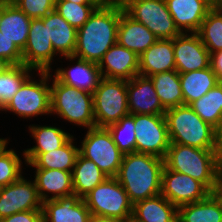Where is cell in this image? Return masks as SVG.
<instances>
[{
  "instance_id": "obj_1",
  "label": "cell",
  "mask_w": 222,
  "mask_h": 222,
  "mask_svg": "<svg viewBox=\"0 0 222 222\" xmlns=\"http://www.w3.org/2000/svg\"><path fill=\"white\" fill-rule=\"evenodd\" d=\"M164 159L144 153L124 154L115 177L124 187L130 202L135 203L161 193Z\"/></svg>"
},
{
  "instance_id": "obj_2",
  "label": "cell",
  "mask_w": 222,
  "mask_h": 222,
  "mask_svg": "<svg viewBox=\"0 0 222 222\" xmlns=\"http://www.w3.org/2000/svg\"><path fill=\"white\" fill-rule=\"evenodd\" d=\"M121 10L98 6L77 30L75 57L99 64L103 55L117 43Z\"/></svg>"
},
{
  "instance_id": "obj_3",
  "label": "cell",
  "mask_w": 222,
  "mask_h": 222,
  "mask_svg": "<svg viewBox=\"0 0 222 222\" xmlns=\"http://www.w3.org/2000/svg\"><path fill=\"white\" fill-rule=\"evenodd\" d=\"M170 143L215 149V128L204 122L189 105H181L165 111Z\"/></svg>"
},
{
  "instance_id": "obj_4",
  "label": "cell",
  "mask_w": 222,
  "mask_h": 222,
  "mask_svg": "<svg viewBox=\"0 0 222 222\" xmlns=\"http://www.w3.org/2000/svg\"><path fill=\"white\" fill-rule=\"evenodd\" d=\"M164 163L169 170L187 174L212 191L219 170V159L214 149L170 143Z\"/></svg>"
},
{
  "instance_id": "obj_5",
  "label": "cell",
  "mask_w": 222,
  "mask_h": 222,
  "mask_svg": "<svg viewBox=\"0 0 222 222\" xmlns=\"http://www.w3.org/2000/svg\"><path fill=\"white\" fill-rule=\"evenodd\" d=\"M51 86V114L87 129L96 127L93 95L61 83L53 76Z\"/></svg>"
},
{
  "instance_id": "obj_6",
  "label": "cell",
  "mask_w": 222,
  "mask_h": 222,
  "mask_svg": "<svg viewBox=\"0 0 222 222\" xmlns=\"http://www.w3.org/2000/svg\"><path fill=\"white\" fill-rule=\"evenodd\" d=\"M50 72L39 71V82L30 76L1 111H11L22 118L51 115V85L48 81L53 75Z\"/></svg>"
},
{
  "instance_id": "obj_7",
  "label": "cell",
  "mask_w": 222,
  "mask_h": 222,
  "mask_svg": "<svg viewBox=\"0 0 222 222\" xmlns=\"http://www.w3.org/2000/svg\"><path fill=\"white\" fill-rule=\"evenodd\" d=\"M96 127H107L127 116V80L102 78L93 94Z\"/></svg>"
},
{
  "instance_id": "obj_8",
  "label": "cell",
  "mask_w": 222,
  "mask_h": 222,
  "mask_svg": "<svg viewBox=\"0 0 222 222\" xmlns=\"http://www.w3.org/2000/svg\"><path fill=\"white\" fill-rule=\"evenodd\" d=\"M83 200L92 215L123 220L133 214V204L115 177H108L84 196Z\"/></svg>"
},
{
  "instance_id": "obj_9",
  "label": "cell",
  "mask_w": 222,
  "mask_h": 222,
  "mask_svg": "<svg viewBox=\"0 0 222 222\" xmlns=\"http://www.w3.org/2000/svg\"><path fill=\"white\" fill-rule=\"evenodd\" d=\"M79 153L93 161L108 177L117 176L124 155L106 127L89 128Z\"/></svg>"
},
{
  "instance_id": "obj_10",
  "label": "cell",
  "mask_w": 222,
  "mask_h": 222,
  "mask_svg": "<svg viewBox=\"0 0 222 222\" xmlns=\"http://www.w3.org/2000/svg\"><path fill=\"white\" fill-rule=\"evenodd\" d=\"M136 152L164 159L170 140L164 114H134Z\"/></svg>"
},
{
  "instance_id": "obj_11",
  "label": "cell",
  "mask_w": 222,
  "mask_h": 222,
  "mask_svg": "<svg viewBox=\"0 0 222 222\" xmlns=\"http://www.w3.org/2000/svg\"><path fill=\"white\" fill-rule=\"evenodd\" d=\"M125 12L145 25L158 39H173L181 34L165 0H140L133 3Z\"/></svg>"
},
{
  "instance_id": "obj_12",
  "label": "cell",
  "mask_w": 222,
  "mask_h": 222,
  "mask_svg": "<svg viewBox=\"0 0 222 222\" xmlns=\"http://www.w3.org/2000/svg\"><path fill=\"white\" fill-rule=\"evenodd\" d=\"M160 194L178 208L204 200L211 194V191L191 176L169 170L164 166Z\"/></svg>"
},
{
  "instance_id": "obj_13",
  "label": "cell",
  "mask_w": 222,
  "mask_h": 222,
  "mask_svg": "<svg viewBox=\"0 0 222 222\" xmlns=\"http://www.w3.org/2000/svg\"><path fill=\"white\" fill-rule=\"evenodd\" d=\"M42 203L34 180L27 181L21 176L13 183L1 187L0 220L18 212L42 210Z\"/></svg>"
},
{
  "instance_id": "obj_14",
  "label": "cell",
  "mask_w": 222,
  "mask_h": 222,
  "mask_svg": "<svg viewBox=\"0 0 222 222\" xmlns=\"http://www.w3.org/2000/svg\"><path fill=\"white\" fill-rule=\"evenodd\" d=\"M58 55L42 18L31 19L27 43L22 50L23 64L35 71H51L53 56Z\"/></svg>"
},
{
  "instance_id": "obj_15",
  "label": "cell",
  "mask_w": 222,
  "mask_h": 222,
  "mask_svg": "<svg viewBox=\"0 0 222 222\" xmlns=\"http://www.w3.org/2000/svg\"><path fill=\"white\" fill-rule=\"evenodd\" d=\"M176 71L187 73L210 66V53L197 33H181L173 38Z\"/></svg>"
},
{
  "instance_id": "obj_16",
  "label": "cell",
  "mask_w": 222,
  "mask_h": 222,
  "mask_svg": "<svg viewBox=\"0 0 222 222\" xmlns=\"http://www.w3.org/2000/svg\"><path fill=\"white\" fill-rule=\"evenodd\" d=\"M127 101L130 114L158 115L166 111L149 77L137 75L127 80Z\"/></svg>"
},
{
  "instance_id": "obj_17",
  "label": "cell",
  "mask_w": 222,
  "mask_h": 222,
  "mask_svg": "<svg viewBox=\"0 0 222 222\" xmlns=\"http://www.w3.org/2000/svg\"><path fill=\"white\" fill-rule=\"evenodd\" d=\"M98 67L103 78L130 80L139 75V56L116 43L103 55Z\"/></svg>"
},
{
  "instance_id": "obj_18",
  "label": "cell",
  "mask_w": 222,
  "mask_h": 222,
  "mask_svg": "<svg viewBox=\"0 0 222 222\" xmlns=\"http://www.w3.org/2000/svg\"><path fill=\"white\" fill-rule=\"evenodd\" d=\"M181 33H197L211 7V0H165Z\"/></svg>"
},
{
  "instance_id": "obj_19",
  "label": "cell",
  "mask_w": 222,
  "mask_h": 222,
  "mask_svg": "<svg viewBox=\"0 0 222 222\" xmlns=\"http://www.w3.org/2000/svg\"><path fill=\"white\" fill-rule=\"evenodd\" d=\"M43 222H89L91 212L83 198L73 194L42 203Z\"/></svg>"
},
{
  "instance_id": "obj_20",
  "label": "cell",
  "mask_w": 222,
  "mask_h": 222,
  "mask_svg": "<svg viewBox=\"0 0 222 222\" xmlns=\"http://www.w3.org/2000/svg\"><path fill=\"white\" fill-rule=\"evenodd\" d=\"M70 61L76 60V65L72 68H59L54 76L61 82L76 89L94 94L102 77L98 64L89 62L75 56H64Z\"/></svg>"
},
{
  "instance_id": "obj_21",
  "label": "cell",
  "mask_w": 222,
  "mask_h": 222,
  "mask_svg": "<svg viewBox=\"0 0 222 222\" xmlns=\"http://www.w3.org/2000/svg\"><path fill=\"white\" fill-rule=\"evenodd\" d=\"M158 38L143 24L121 11L117 28V43L140 56Z\"/></svg>"
},
{
  "instance_id": "obj_22",
  "label": "cell",
  "mask_w": 222,
  "mask_h": 222,
  "mask_svg": "<svg viewBox=\"0 0 222 222\" xmlns=\"http://www.w3.org/2000/svg\"><path fill=\"white\" fill-rule=\"evenodd\" d=\"M176 70L173 39H158L139 56V75L150 77Z\"/></svg>"
},
{
  "instance_id": "obj_23",
  "label": "cell",
  "mask_w": 222,
  "mask_h": 222,
  "mask_svg": "<svg viewBox=\"0 0 222 222\" xmlns=\"http://www.w3.org/2000/svg\"><path fill=\"white\" fill-rule=\"evenodd\" d=\"M35 173L34 182L42 202L74 194L72 172L58 169H36ZM50 193L53 196H49Z\"/></svg>"
},
{
  "instance_id": "obj_24",
  "label": "cell",
  "mask_w": 222,
  "mask_h": 222,
  "mask_svg": "<svg viewBox=\"0 0 222 222\" xmlns=\"http://www.w3.org/2000/svg\"><path fill=\"white\" fill-rule=\"evenodd\" d=\"M72 136L63 146L47 153H23L25 163L36 169H58L73 171L79 148L73 144Z\"/></svg>"
},
{
  "instance_id": "obj_25",
  "label": "cell",
  "mask_w": 222,
  "mask_h": 222,
  "mask_svg": "<svg viewBox=\"0 0 222 222\" xmlns=\"http://www.w3.org/2000/svg\"><path fill=\"white\" fill-rule=\"evenodd\" d=\"M47 25L48 37L54 51L60 56H73L77 42V29L70 25L56 10L42 17Z\"/></svg>"
},
{
  "instance_id": "obj_26",
  "label": "cell",
  "mask_w": 222,
  "mask_h": 222,
  "mask_svg": "<svg viewBox=\"0 0 222 222\" xmlns=\"http://www.w3.org/2000/svg\"><path fill=\"white\" fill-rule=\"evenodd\" d=\"M31 19L12 2L0 9V31L22 51L27 43Z\"/></svg>"
},
{
  "instance_id": "obj_27",
  "label": "cell",
  "mask_w": 222,
  "mask_h": 222,
  "mask_svg": "<svg viewBox=\"0 0 222 222\" xmlns=\"http://www.w3.org/2000/svg\"><path fill=\"white\" fill-rule=\"evenodd\" d=\"M132 215L140 222H177L178 208L160 194L135 203Z\"/></svg>"
},
{
  "instance_id": "obj_28",
  "label": "cell",
  "mask_w": 222,
  "mask_h": 222,
  "mask_svg": "<svg viewBox=\"0 0 222 222\" xmlns=\"http://www.w3.org/2000/svg\"><path fill=\"white\" fill-rule=\"evenodd\" d=\"M184 105H190L219 83L211 67L179 73Z\"/></svg>"
},
{
  "instance_id": "obj_29",
  "label": "cell",
  "mask_w": 222,
  "mask_h": 222,
  "mask_svg": "<svg viewBox=\"0 0 222 222\" xmlns=\"http://www.w3.org/2000/svg\"><path fill=\"white\" fill-rule=\"evenodd\" d=\"M108 176L91 160L78 154L72 171L74 194L83 198Z\"/></svg>"
},
{
  "instance_id": "obj_30",
  "label": "cell",
  "mask_w": 222,
  "mask_h": 222,
  "mask_svg": "<svg viewBox=\"0 0 222 222\" xmlns=\"http://www.w3.org/2000/svg\"><path fill=\"white\" fill-rule=\"evenodd\" d=\"M165 110L184 105L183 93L176 70L157 73L149 77Z\"/></svg>"
},
{
  "instance_id": "obj_31",
  "label": "cell",
  "mask_w": 222,
  "mask_h": 222,
  "mask_svg": "<svg viewBox=\"0 0 222 222\" xmlns=\"http://www.w3.org/2000/svg\"><path fill=\"white\" fill-rule=\"evenodd\" d=\"M177 222H222V206L210 194L204 200L178 207Z\"/></svg>"
},
{
  "instance_id": "obj_32",
  "label": "cell",
  "mask_w": 222,
  "mask_h": 222,
  "mask_svg": "<svg viewBox=\"0 0 222 222\" xmlns=\"http://www.w3.org/2000/svg\"><path fill=\"white\" fill-rule=\"evenodd\" d=\"M189 106L204 122L216 128L222 121V82Z\"/></svg>"
},
{
  "instance_id": "obj_33",
  "label": "cell",
  "mask_w": 222,
  "mask_h": 222,
  "mask_svg": "<svg viewBox=\"0 0 222 222\" xmlns=\"http://www.w3.org/2000/svg\"><path fill=\"white\" fill-rule=\"evenodd\" d=\"M32 138L36 140V145L24 150L23 153H47L63 146L71 137L67 133L54 126H29Z\"/></svg>"
},
{
  "instance_id": "obj_34",
  "label": "cell",
  "mask_w": 222,
  "mask_h": 222,
  "mask_svg": "<svg viewBox=\"0 0 222 222\" xmlns=\"http://www.w3.org/2000/svg\"><path fill=\"white\" fill-rule=\"evenodd\" d=\"M197 34L209 53L222 50V10L211 8Z\"/></svg>"
},
{
  "instance_id": "obj_35",
  "label": "cell",
  "mask_w": 222,
  "mask_h": 222,
  "mask_svg": "<svg viewBox=\"0 0 222 222\" xmlns=\"http://www.w3.org/2000/svg\"><path fill=\"white\" fill-rule=\"evenodd\" d=\"M32 70L34 69L24 64L13 65L4 74L0 75V110L32 75H29Z\"/></svg>"
},
{
  "instance_id": "obj_36",
  "label": "cell",
  "mask_w": 222,
  "mask_h": 222,
  "mask_svg": "<svg viewBox=\"0 0 222 222\" xmlns=\"http://www.w3.org/2000/svg\"><path fill=\"white\" fill-rule=\"evenodd\" d=\"M116 146L123 154L136 152L134 114L122 117L118 122L106 127Z\"/></svg>"
},
{
  "instance_id": "obj_37",
  "label": "cell",
  "mask_w": 222,
  "mask_h": 222,
  "mask_svg": "<svg viewBox=\"0 0 222 222\" xmlns=\"http://www.w3.org/2000/svg\"><path fill=\"white\" fill-rule=\"evenodd\" d=\"M97 7V4H76L69 1H56L55 4V10L77 30Z\"/></svg>"
},
{
  "instance_id": "obj_38",
  "label": "cell",
  "mask_w": 222,
  "mask_h": 222,
  "mask_svg": "<svg viewBox=\"0 0 222 222\" xmlns=\"http://www.w3.org/2000/svg\"><path fill=\"white\" fill-rule=\"evenodd\" d=\"M6 142L0 148V186H7L22 176V160L13 149L7 148Z\"/></svg>"
},
{
  "instance_id": "obj_39",
  "label": "cell",
  "mask_w": 222,
  "mask_h": 222,
  "mask_svg": "<svg viewBox=\"0 0 222 222\" xmlns=\"http://www.w3.org/2000/svg\"><path fill=\"white\" fill-rule=\"evenodd\" d=\"M12 3L30 19H37L55 10L56 0H14Z\"/></svg>"
},
{
  "instance_id": "obj_40",
  "label": "cell",
  "mask_w": 222,
  "mask_h": 222,
  "mask_svg": "<svg viewBox=\"0 0 222 222\" xmlns=\"http://www.w3.org/2000/svg\"><path fill=\"white\" fill-rule=\"evenodd\" d=\"M0 58L9 61L12 65L23 64L22 51L13 42L7 39L0 31Z\"/></svg>"
},
{
  "instance_id": "obj_41",
  "label": "cell",
  "mask_w": 222,
  "mask_h": 222,
  "mask_svg": "<svg viewBox=\"0 0 222 222\" xmlns=\"http://www.w3.org/2000/svg\"><path fill=\"white\" fill-rule=\"evenodd\" d=\"M0 222H43V212L42 210L18 212L1 219Z\"/></svg>"
},
{
  "instance_id": "obj_42",
  "label": "cell",
  "mask_w": 222,
  "mask_h": 222,
  "mask_svg": "<svg viewBox=\"0 0 222 222\" xmlns=\"http://www.w3.org/2000/svg\"><path fill=\"white\" fill-rule=\"evenodd\" d=\"M210 67L219 82H222V50L210 53Z\"/></svg>"
},
{
  "instance_id": "obj_43",
  "label": "cell",
  "mask_w": 222,
  "mask_h": 222,
  "mask_svg": "<svg viewBox=\"0 0 222 222\" xmlns=\"http://www.w3.org/2000/svg\"><path fill=\"white\" fill-rule=\"evenodd\" d=\"M211 194L222 206V171L220 169L218 170L216 174L215 182H214V186L211 191Z\"/></svg>"
},
{
  "instance_id": "obj_44",
  "label": "cell",
  "mask_w": 222,
  "mask_h": 222,
  "mask_svg": "<svg viewBox=\"0 0 222 222\" xmlns=\"http://www.w3.org/2000/svg\"><path fill=\"white\" fill-rule=\"evenodd\" d=\"M215 152L217 154L218 159L222 157V121L215 128Z\"/></svg>"
},
{
  "instance_id": "obj_45",
  "label": "cell",
  "mask_w": 222,
  "mask_h": 222,
  "mask_svg": "<svg viewBox=\"0 0 222 222\" xmlns=\"http://www.w3.org/2000/svg\"><path fill=\"white\" fill-rule=\"evenodd\" d=\"M140 0H109V7L116 8L121 11L128 9L133 3Z\"/></svg>"
},
{
  "instance_id": "obj_46",
  "label": "cell",
  "mask_w": 222,
  "mask_h": 222,
  "mask_svg": "<svg viewBox=\"0 0 222 222\" xmlns=\"http://www.w3.org/2000/svg\"><path fill=\"white\" fill-rule=\"evenodd\" d=\"M89 222H121V220L113 217L91 215Z\"/></svg>"
},
{
  "instance_id": "obj_47",
  "label": "cell",
  "mask_w": 222,
  "mask_h": 222,
  "mask_svg": "<svg viewBox=\"0 0 222 222\" xmlns=\"http://www.w3.org/2000/svg\"><path fill=\"white\" fill-rule=\"evenodd\" d=\"M12 66L13 65L9 61L0 58V75L4 74Z\"/></svg>"
},
{
  "instance_id": "obj_48",
  "label": "cell",
  "mask_w": 222,
  "mask_h": 222,
  "mask_svg": "<svg viewBox=\"0 0 222 222\" xmlns=\"http://www.w3.org/2000/svg\"><path fill=\"white\" fill-rule=\"evenodd\" d=\"M56 1H69L76 4H96L93 0H56Z\"/></svg>"
},
{
  "instance_id": "obj_49",
  "label": "cell",
  "mask_w": 222,
  "mask_h": 222,
  "mask_svg": "<svg viewBox=\"0 0 222 222\" xmlns=\"http://www.w3.org/2000/svg\"><path fill=\"white\" fill-rule=\"evenodd\" d=\"M211 7L217 10H222V0H211Z\"/></svg>"
},
{
  "instance_id": "obj_50",
  "label": "cell",
  "mask_w": 222,
  "mask_h": 222,
  "mask_svg": "<svg viewBox=\"0 0 222 222\" xmlns=\"http://www.w3.org/2000/svg\"><path fill=\"white\" fill-rule=\"evenodd\" d=\"M98 6H108L109 0H93Z\"/></svg>"
},
{
  "instance_id": "obj_51",
  "label": "cell",
  "mask_w": 222,
  "mask_h": 222,
  "mask_svg": "<svg viewBox=\"0 0 222 222\" xmlns=\"http://www.w3.org/2000/svg\"><path fill=\"white\" fill-rule=\"evenodd\" d=\"M121 222H140L138 221L133 215L127 218H124L123 220H121Z\"/></svg>"
},
{
  "instance_id": "obj_52",
  "label": "cell",
  "mask_w": 222,
  "mask_h": 222,
  "mask_svg": "<svg viewBox=\"0 0 222 222\" xmlns=\"http://www.w3.org/2000/svg\"><path fill=\"white\" fill-rule=\"evenodd\" d=\"M8 140L5 138H0V148L6 143Z\"/></svg>"
},
{
  "instance_id": "obj_53",
  "label": "cell",
  "mask_w": 222,
  "mask_h": 222,
  "mask_svg": "<svg viewBox=\"0 0 222 222\" xmlns=\"http://www.w3.org/2000/svg\"><path fill=\"white\" fill-rule=\"evenodd\" d=\"M5 3H6L5 0H0V9L4 6Z\"/></svg>"
},
{
  "instance_id": "obj_54",
  "label": "cell",
  "mask_w": 222,
  "mask_h": 222,
  "mask_svg": "<svg viewBox=\"0 0 222 222\" xmlns=\"http://www.w3.org/2000/svg\"><path fill=\"white\" fill-rule=\"evenodd\" d=\"M219 169L222 171V157L219 159Z\"/></svg>"
},
{
  "instance_id": "obj_55",
  "label": "cell",
  "mask_w": 222,
  "mask_h": 222,
  "mask_svg": "<svg viewBox=\"0 0 222 222\" xmlns=\"http://www.w3.org/2000/svg\"><path fill=\"white\" fill-rule=\"evenodd\" d=\"M6 2H13L14 0H5Z\"/></svg>"
}]
</instances>
